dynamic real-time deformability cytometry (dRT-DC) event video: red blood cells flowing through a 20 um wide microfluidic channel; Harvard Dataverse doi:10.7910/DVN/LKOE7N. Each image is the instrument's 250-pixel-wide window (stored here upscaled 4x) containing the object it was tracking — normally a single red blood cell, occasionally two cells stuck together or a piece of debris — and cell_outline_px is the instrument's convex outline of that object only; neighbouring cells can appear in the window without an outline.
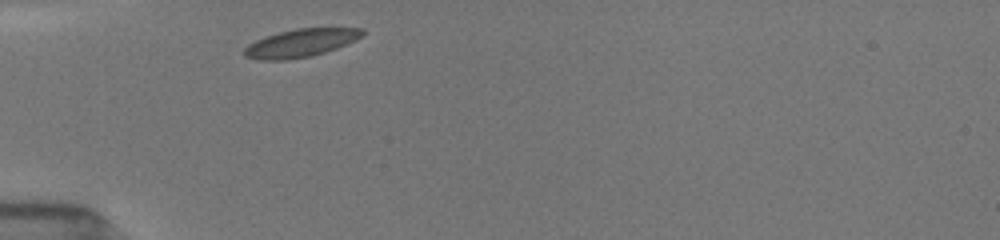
{"species": "common noctule bat (a hibernating species)", "species_latin": "Nyctalus noctula", "temperature_condition": "room temperature", "stored_images_in_passage": 9, "camera_frame_rate_fps": 3000, "um_per_image_px": 0.085, "animal": {"sex": "female", "body_mass_g": 19.5, "forearm_length_mm": 54.1}, "frame": {"image": 1, "passage_image": 1, "time_ms": 0.0, "image_size_px": [1000, 240], "cell_outline_px": [[364, 36], [356, 40], [336, 48], [312, 56], [288, 60], [256, 60], [244, 56], [244, 48], [248, 44], [264, 36], [296, 28], [364, 28]], "centroid_in_image_um": [25.55, 3.66], "position_along_channel_um": 59.4, "area_um2": 19.42}}
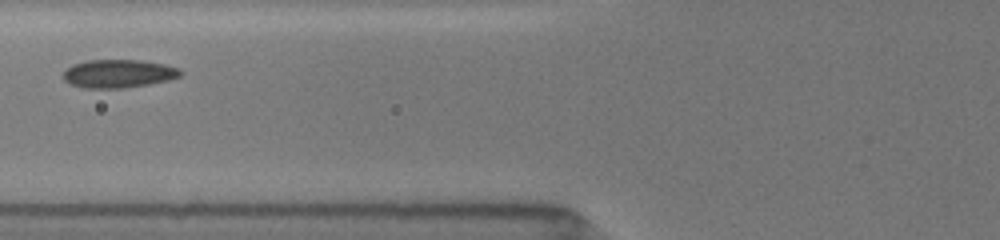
{"frame": {"image": 2, "passage_image": 4, "time_ms": 1.667, "image_size_px": [1000, 240], "cell_outline_px": [[184, 72], [180, 76], [168, 80], [148, 84], [124, 88], [84, 88], [68, 84], [64, 80], [64, 72], [72, 64], [88, 60], [144, 60], [164, 64], [180, 68]], "centroid_in_image_um": [10.08, 6.25], "position_along_channel_um": 115.7, "area_um2": 19.42}}
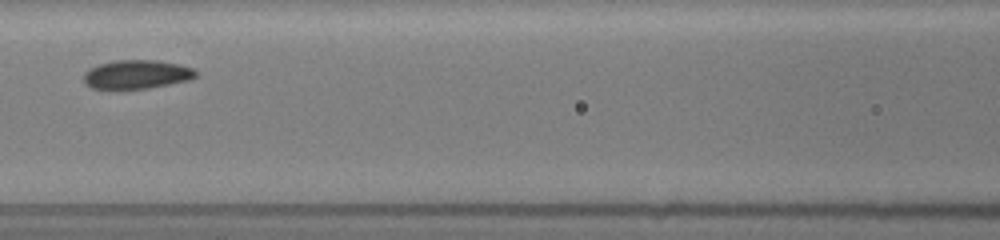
{"frame": {"image": 3, "passage_image": 6, "time_ms": 2.667, "image_size_px": [1000, 240], "cell_outline_px": [[200, 72], [196, 76], [188, 80], [148, 88], [116, 92], [92, 88], [84, 84], [84, 72], [88, 68], [100, 64], [116, 60], [160, 60], [180, 64], [192, 68]], "centroid_in_image_um": [11.57, 6.36], "position_along_channel_um": 155.0, "area_um2": 19.59}}